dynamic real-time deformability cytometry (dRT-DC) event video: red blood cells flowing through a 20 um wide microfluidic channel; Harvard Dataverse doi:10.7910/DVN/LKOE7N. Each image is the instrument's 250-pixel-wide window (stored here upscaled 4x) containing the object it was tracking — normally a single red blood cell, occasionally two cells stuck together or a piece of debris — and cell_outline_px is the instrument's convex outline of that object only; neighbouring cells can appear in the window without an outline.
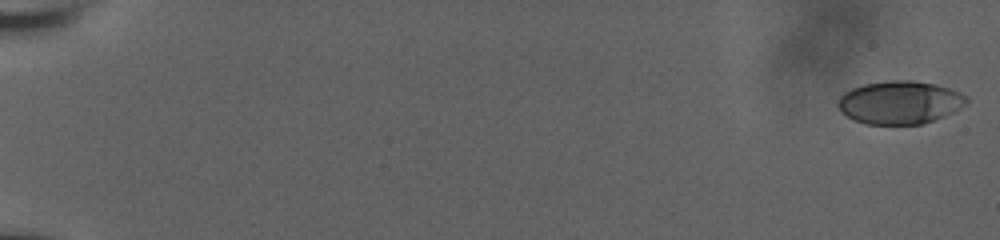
{"species": "human", "species_latin": "Homo sapiens", "temperature_condition": "room temperature", "stored_images_in_passage": 15, "camera_frame_rate_fps": 3000, "um_per_image_px": 0.085, "donor": {"sex": "male"}, "frame": {"image": 1, "passage_image": 1, "time_ms": 0.0, "image_size_px": [1000, 240], "cell_outline_px": [[968, 104], [944, 116], [924, 124], [864, 124], [848, 116], [836, 104], [840, 96], [844, 92], [852, 88], [864, 84], [892, 80], [912, 80], [936, 84], [952, 88], [968, 96]], "centroid_in_image_um": [76.53, 8.7], "position_along_channel_um": 8.5, "area_um2": 32.37}}
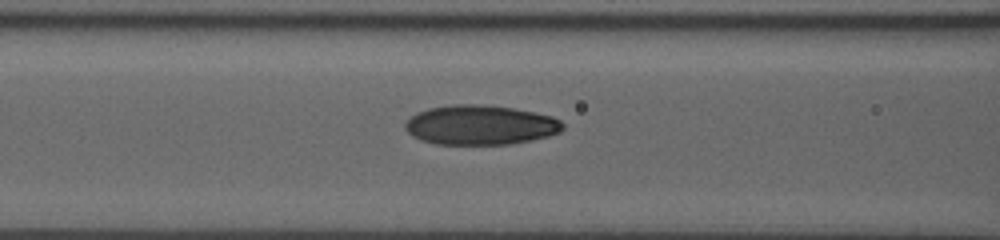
{"frame": {"image": 2, "passage_image": 13, "time_ms": 4.0, "image_size_px": [1000, 240], "cell_outline_px": [[564, 128], [560, 132], [548, 136], [532, 140], [508, 144], [436, 144], [420, 140], [412, 136], [404, 128], [404, 124], [416, 112], [428, 108], [452, 104], [476, 104], [512, 108], [552, 116], [560, 120], [564, 124]], "centroid_in_image_um": [40.81, 10.63], "position_along_channel_um": 125.8, "area_um2": 36.41}}
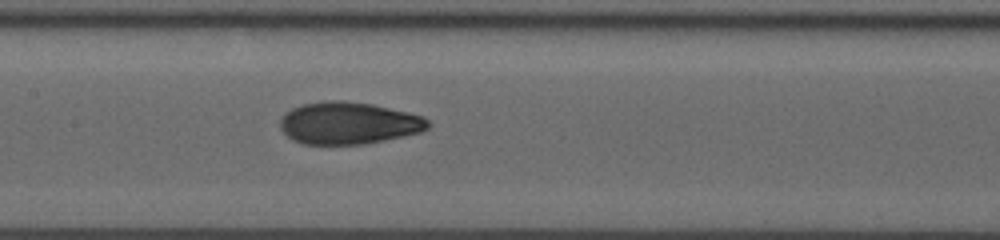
{"frame": {"image": 3, "passage_image": 15, "time_ms": 4.667, "image_size_px": [1000, 240], "cell_outline_px": [[432, 124], [428, 128], [420, 132], [384, 140], [364, 144], [304, 144], [292, 140], [280, 128], [280, 120], [284, 112], [292, 108], [304, 104], [324, 100], [340, 100], [372, 104], [424, 116]], "centroid_in_image_um": [29.62, 10.46], "position_along_channel_um": 177.8, "area_um2": 36.36}}